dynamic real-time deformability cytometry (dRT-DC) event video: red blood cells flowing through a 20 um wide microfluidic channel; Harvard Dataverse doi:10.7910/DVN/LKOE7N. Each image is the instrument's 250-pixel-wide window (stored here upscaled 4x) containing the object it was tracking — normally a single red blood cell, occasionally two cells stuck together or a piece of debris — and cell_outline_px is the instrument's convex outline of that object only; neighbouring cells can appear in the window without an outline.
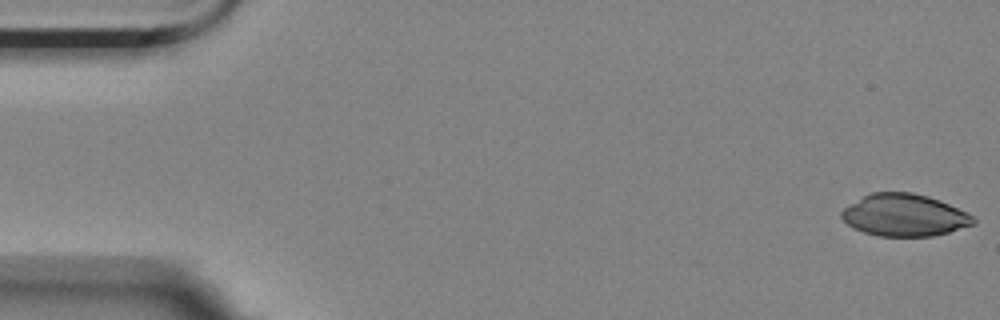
{"species": "Egyptian fruit bat (a non-hibernating species)", "species_latin": "Rousettus aegyptiacus", "temperature_condition": "room temperature", "stored_images_in_passage": 6, "camera_frame_rate_fps": 3000, "um_per_image_px": 0.085, "animal": {"sex": "female"}, "frame": {"image": 1, "passage_image": 1, "time_ms": 0.0, "image_size_px": [1000, 320], "cell_outline_px": [[976, 224], [948, 232], [932, 236], [880, 236], [864, 232], [852, 228], [840, 216], [840, 212], [844, 208], [864, 196], [872, 192], [912, 192], [928, 196], [940, 200], [968, 212], [976, 220]], "centroid_in_image_um": [76.89, 18.29], "position_along_channel_um": 8.1, "area_um2": 32.37}}